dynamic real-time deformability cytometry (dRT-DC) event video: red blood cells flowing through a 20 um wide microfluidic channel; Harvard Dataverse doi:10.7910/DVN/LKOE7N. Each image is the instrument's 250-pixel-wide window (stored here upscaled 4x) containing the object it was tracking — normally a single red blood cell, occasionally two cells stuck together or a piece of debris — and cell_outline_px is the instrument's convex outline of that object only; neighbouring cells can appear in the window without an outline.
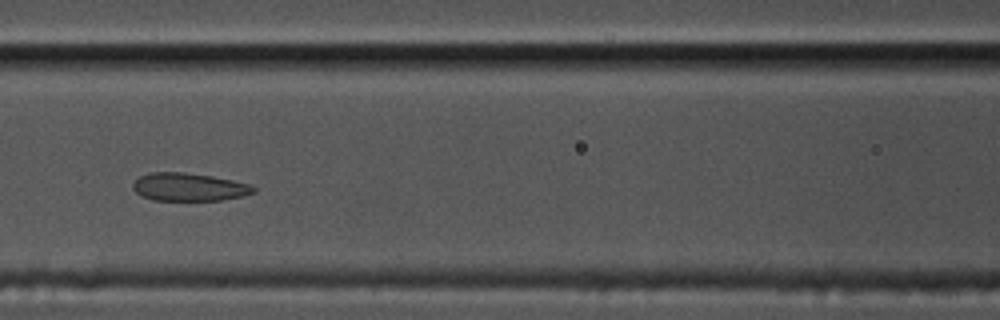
{"species": "common noctule bat (a hibernating species)", "species_latin": "Nyctalus noctula", "temperature_condition": "cold", "stored_images_in_passage": 38, "camera_frame_rate_fps": 3000, "um_per_image_px": 0.085, "animal": {"sex": "male", "body_mass_g": 17.5, "forearm_length_mm": 52.3}, "frame": {"image": 1, "passage_image": 12, "time_ms": 3.667, "image_size_px": [1000, 320], "cell_outline_px": [[256, 192], [244, 196], [220, 200], [152, 200], [140, 196], [132, 188], [132, 184], [140, 176], [152, 172], [184, 172], [212, 176], [252, 184], [256, 188]], "centroid_in_image_um": [16.08, 15.9], "position_along_channel_um": 150.5, "area_um2": 19.83}, "authors_computed_cell_mechanics": {"area_um2": 21.1837, "velocity_mm_per_s": 3.451, "shape_relaxation_time_tau1_ms": null, "shape_relaxation_time_tau2_ms": 1.0322, "deformation_change_tau1": null, "deformation_change_tau2": 0.0603}}